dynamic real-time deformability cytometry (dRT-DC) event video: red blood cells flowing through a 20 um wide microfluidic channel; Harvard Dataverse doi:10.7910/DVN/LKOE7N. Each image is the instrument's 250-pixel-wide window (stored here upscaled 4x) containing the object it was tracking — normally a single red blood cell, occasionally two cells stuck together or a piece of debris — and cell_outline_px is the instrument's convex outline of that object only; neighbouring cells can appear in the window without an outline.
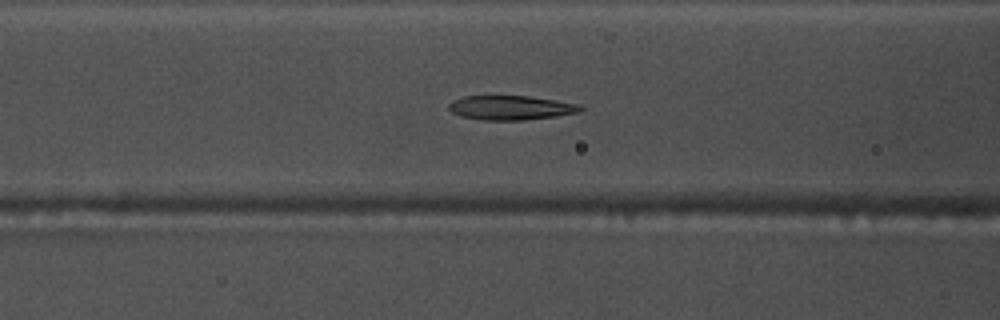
{"species": "common noctule bat (a hibernating species)", "species_latin": "Nyctalus noctula", "temperature_condition": "warm", "stored_images_in_passage": 50, "camera_frame_rate_fps": 3000, "um_per_image_px": 0.085, "animal": {"sex": "male", "body_mass_g": 17.5, "forearm_length_mm": 52.3}, "frame": {"image": 1, "passage_image": 17, "time_ms": 5.333, "image_size_px": [1000, 320], "cell_outline_px": [[584, 108], [580, 112], [556, 116], [524, 120], [480, 120], [460, 116], [452, 112], [448, 108], [448, 104], [452, 100], [464, 96], [528, 96], [556, 100], [576, 104]], "centroid_in_image_um": [43.38, 9.16], "position_along_channel_um": 123.2, "area_um2": 18.67}}
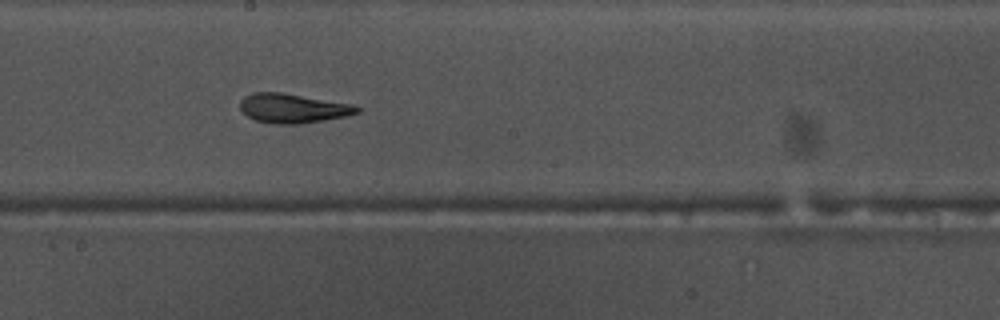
{"frame": {"image": 2, "passage_image": 25, "time_ms": 8.0, "image_size_px": [1000, 320], "cell_outline_px": [[360, 112], [344, 116], [324, 120], [300, 124], [272, 124], [256, 120], [248, 116], [240, 108], [240, 100], [244, 96], [252, 92], [284, 92], [352, 104], [360, 108]], "centroid_in_image_um": [24.87, 9.19], "position_along_channel_um": 223.3, "area_um2": 20.06}}
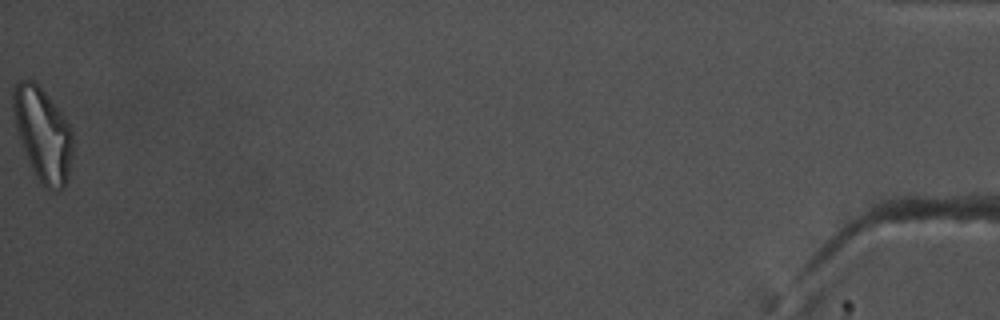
{"frame": {"image": 3, "passage_image": 50, "time_ms": 16.333, "image_size_px": [1000, 320], "cell_outline_px": [[72, 156], [68, 180], [64, 188], [56, 192], [52, 192], [44, 188], [40, 184], [28, 160], [16, 128], [12, 104], [12, 92], [16, 84], [20, 80], [32, 80], [48, 96], [64, 116], [72, 128]], "centroid_in_image_um": [3.66, 11.47], "position_along_channel_um": 431.5, "area_um2": 32.48}, "authors_computed_cell_mechanics": {"area_um2": 20.0277, "velocity_mm_per_s": 3.7671, "shape_relaxation_time_tau1_ms": 6.458, "shape_relaxation_time_tau2_ms": 3.5037, "deformation_change_tau1": 0.2138, "deformation_change_tau2": 0.1187}}